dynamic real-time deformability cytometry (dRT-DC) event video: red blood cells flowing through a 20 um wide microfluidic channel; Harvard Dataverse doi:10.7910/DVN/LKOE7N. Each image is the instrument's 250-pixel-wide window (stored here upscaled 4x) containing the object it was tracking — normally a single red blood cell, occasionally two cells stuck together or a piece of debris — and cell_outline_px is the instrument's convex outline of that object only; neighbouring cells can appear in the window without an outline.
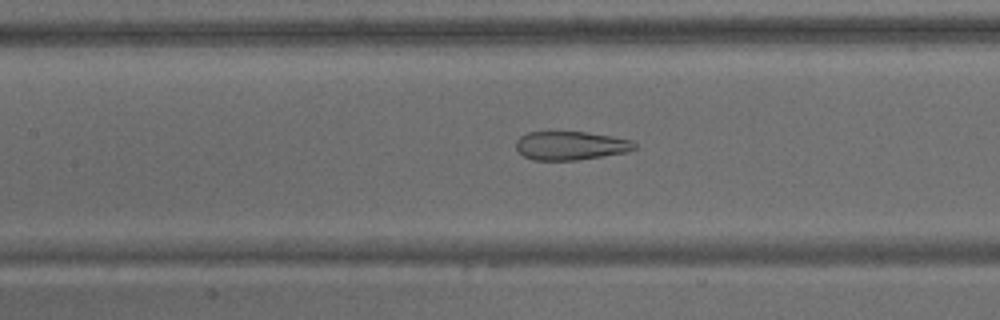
{"species": "common noctule bat (a hibernating species)", "species_latin": "Nyctalus noctula", "temperature_condition": "warm", "stored_images_in_passage": 65, "camera_frame_rate_fps": 3000, "um_per_image_px": 0.085, "animal": {"sex": "male", "body_mass_g": 15.6}, "frame": {"image": 1, "passage_image": 29, "time_ms": 9.333, "image_size_px": [1000, 320], "cell_outline_px": [[636, 148], [628, 152], [576, 160], [532, 160], [524, 156], [516, 148], [516, 140], [520, 136], [528, 132], [584, 132], [612, 136], [632, 140], [636, 144]], "centroid_in_image_um": [48.51, 12.38], "position_along_channel_um": 158.9, "area_um2": 19.77}}
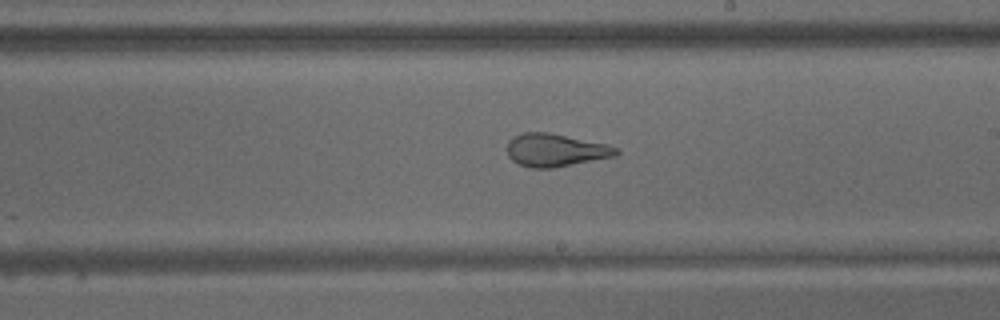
{"frame": {"image": 2, "passage_image": 37, "time_ms": 12.0, "image_size_px": [1000, 320], "cell_outline_px": [[620, 152], [616, 156], [552, 168], [532, 168], [520, 164], [512, 160], [508, 156], [508, 140], [512, 136], [524, 132], [548, 132], [608, 144], [616, 148]], "centroid_in_image_um": [47.21, 12.75], "position_along_channel_um": 241.8, "area_um2": 20.87}}
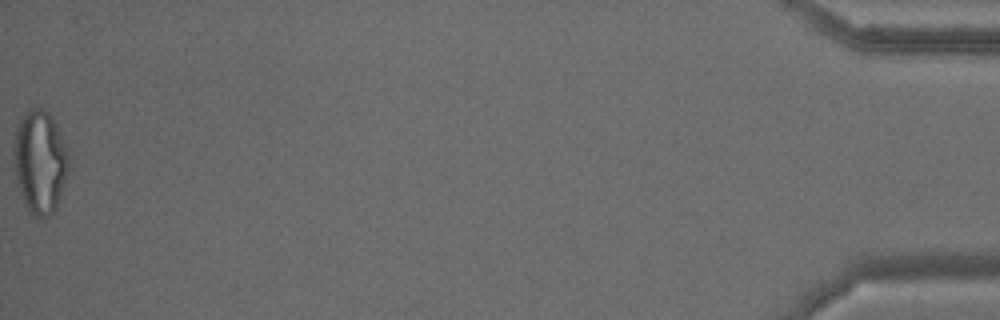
{"frame": {"image": 3, "passage_image": 65, "time_ms": 21.333, "image_size_px": [1000, 320], "cell_outline_px": [[68, 164], [60, 196], [56, 208], [48, 216], [36, 220], [28, 212], [12, 168], [12, 148], [16, 132], [20, 120], [24, 112], [28, 108], [40, 104], [52, 116], [56, 124], [68, 152]], "centroid_in_image_um": [3.35, 13.72], "position_along_channel_um": 431.9, "area_um2": 33.47}, "authors_computed_cell_mechanics": {"area_um2": 27.455, "velocity_mm_per_s": 3.1145, "shape_relaxation_time_tau1_ms": null, "shape_relaxation_time_tau2_ms": 1.641, "deformation_change_tau1": null, "deformation_change_tau2": 0.1029}}